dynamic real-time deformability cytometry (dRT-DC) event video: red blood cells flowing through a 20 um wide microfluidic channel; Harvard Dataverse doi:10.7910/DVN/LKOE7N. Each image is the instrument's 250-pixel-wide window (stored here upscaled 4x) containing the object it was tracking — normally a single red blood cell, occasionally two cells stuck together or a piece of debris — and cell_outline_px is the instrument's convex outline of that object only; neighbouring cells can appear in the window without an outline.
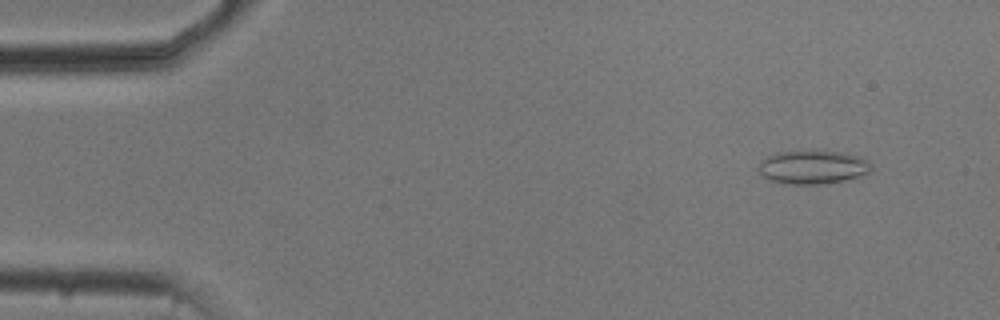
{"species": "common noctule bat (a hibernating species)", "species_latin": "Nyctalus noctula", "temperature_condition": "cold", "stored_images_in_passage": 54, "camera_frame_rate_fps": 3000, "um_per_image_px": 0.085, "animal": {"sex": "male", "body_mass_g": 20.5, "forearm_length_mm": 52.5}, "frame": {"image": 1, "passage_image": 5, "time_ms": 1.333, "image_size_px": [1000, 320], "cell_outline_px": [[872, 172], [844, 180], [828, 184], [784, 184], [768, 180], [760, 172], [760, 160], [776, 152], [844, 152], [860, 156], [868, 160], [872, 164]], "centroid_in_image_um": [69.13, 14.23], "position_along_channel_um": 15.9, "area_um2": 22.02}}
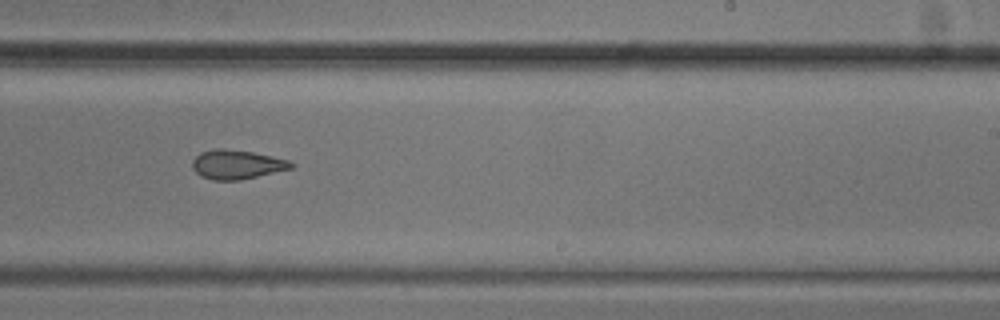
{"frame": {"image": 2, "passage_image": 33, "time_ms": 10.667, "image_size_px": [1000, 320], "cell_outline_px": [[296, 164], [292, 168], [240, 180], [212, 180], [200, 176], [192, 168], [192, 160], [200, 152], [216, 148], [224, 148], [252, 152], [272, 156], [288, 160]], "centroid_in_image_um": [20.1, 13.98], "position_along_channel_um": 268.9, "area_um2": 16.82}}
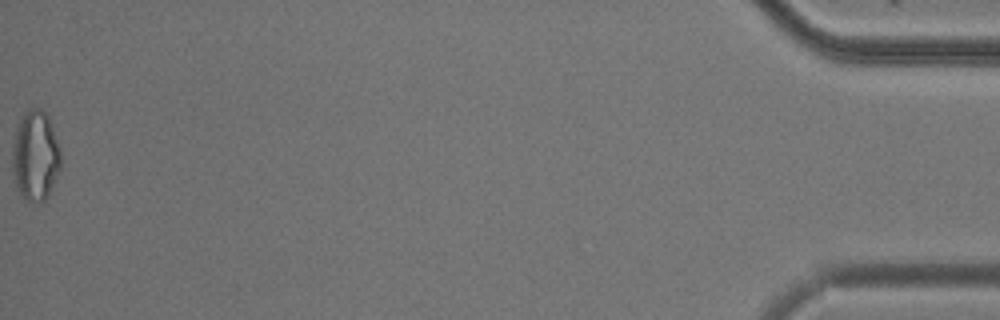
{"frame": {"image": 3, "passage_image": 54, "time_ms": 17.667, "image_size_px": [1000, 320], "cell_outline_px": [[60, 168], [44, 200], [28, 204], [24, 200], [16, 188], [12, 172], [12, 152], [16, 128], [20, 120], [28, 108], [40, 108], [48, 116], [60, 148]], "centroid_in_image_um": [2.97, 13.26], "position_along_channel_um": 432.2, "area_um2": 25.37}, "authors_computed_cell_mechanics": {"area_um2": 19.1029, "velocity_mm_per_s": 3.7634, "shape_relaxation_time_tau1_ms": null, "shape_relaxation_time_tau2_ms": 2.8603, "deformation_change_tau1": null, "deformation_change_tau2": 0.0946}}